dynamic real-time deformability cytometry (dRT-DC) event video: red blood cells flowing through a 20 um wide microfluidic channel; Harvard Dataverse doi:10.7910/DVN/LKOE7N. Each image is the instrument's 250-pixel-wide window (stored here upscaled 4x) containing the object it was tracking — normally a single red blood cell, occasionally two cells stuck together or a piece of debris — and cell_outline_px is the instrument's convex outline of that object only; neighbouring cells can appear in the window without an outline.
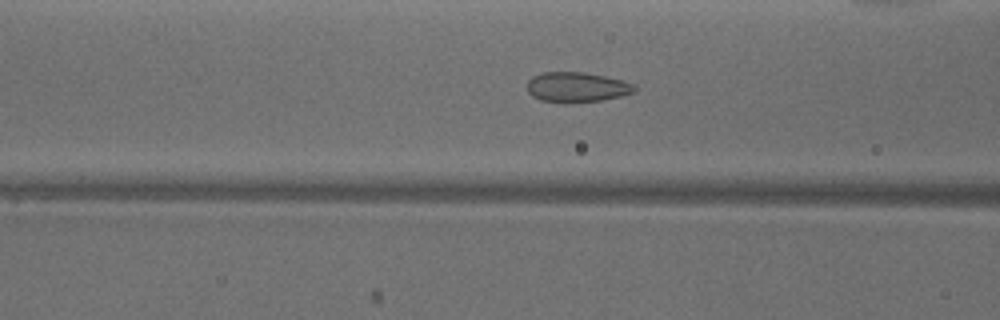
{"species": "common noctule bat (a hibernating species)", "species_latin": "Nyctalus noctula", "temperature_condition": "warm", "stored_images_in_passage": 49, "camera_frame_rate_fps": 3000, "um_per_image_px": 0.085, "animal": {"sex": "male", "body_mass_g": 18.8}, "frame": {"image": 1, "passage_image": 19, "time_ms": 6.0, "image_size_px": [1000, 320], "cell_outline_px": [[636, 92], [620, 96], [600, 100], [540, 100], [532, 96], [528, 92], [528, 80], [532, 76], [544, 72], [584, 72], [604, 76], [636, 84]], "centroid_in_image_um": [49.05, 7.36], "position_along_channel_um": 117.6, "area_um2": 18.09}}
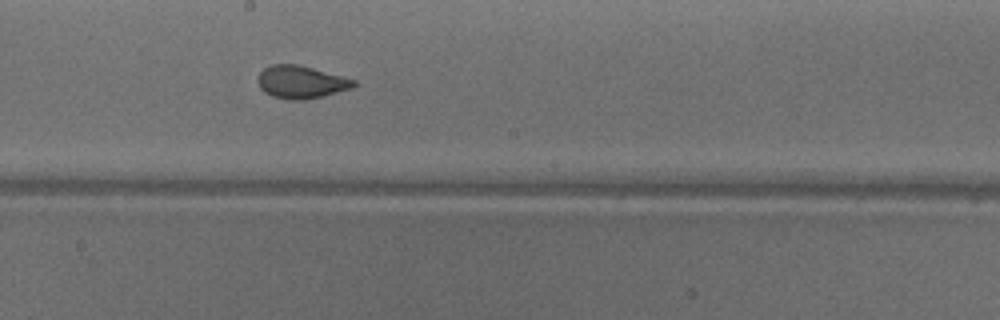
{"frame": {"image": 2, "passage_image": 27, "time_ms": 8.667, "image_size_px": [1000, 320], "cell_outline_px": [[356, 84], [352, 88], [324, 96], [304, 100], [288, 100], [272, 96], [264, 92], [260, 88], [256, 80], [260, 72], [264, 68], [272, 64], [296, 64], [312, 68], [356, 80]], "centroid_in_image_um": [25.56, 6.98], "position_along_channel_um": 222.6, "area_um2": 18.32}}
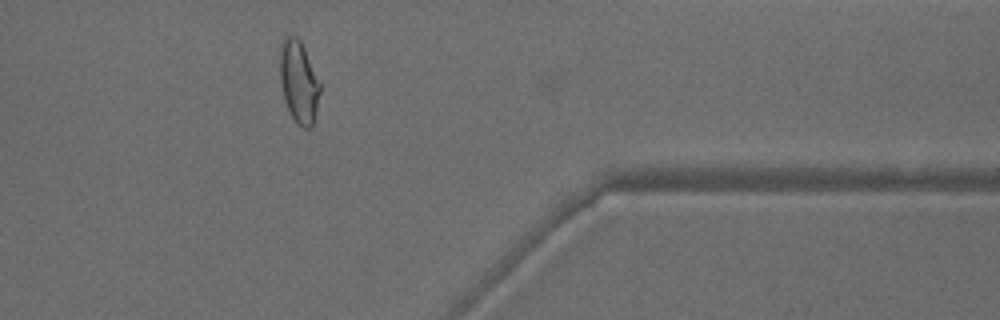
{"frame": {"image": 3, "passage_image": 41, "time_ms": 13.333, "image_size_px": [1000, 320], "cell_outline_px": [[320, 92], [316, 112], [312, 124], [308, 128], [304, 128], [296, 124], [284, 100], [280, 80], [280, 44], [288, 36], [296, 36], [300, 40], [304, 48], [320, 84]], "centroid_in_image_um": [25.38, 6.97], "position_along_channel_um": 386.0, "area_um2": 18.9}, "authors_computed_cell_mechanics": {"area_um2": 19.5364, "velocity_mm_per_s": 3.9301, "shape_relaxation_time_tau1_ms": 4.0241, "shape_relaxation_time_tau2_ms": 0.6455, "deformation_change_tau1": 0.1283, "deformation_change_tau2": 0.0582}}